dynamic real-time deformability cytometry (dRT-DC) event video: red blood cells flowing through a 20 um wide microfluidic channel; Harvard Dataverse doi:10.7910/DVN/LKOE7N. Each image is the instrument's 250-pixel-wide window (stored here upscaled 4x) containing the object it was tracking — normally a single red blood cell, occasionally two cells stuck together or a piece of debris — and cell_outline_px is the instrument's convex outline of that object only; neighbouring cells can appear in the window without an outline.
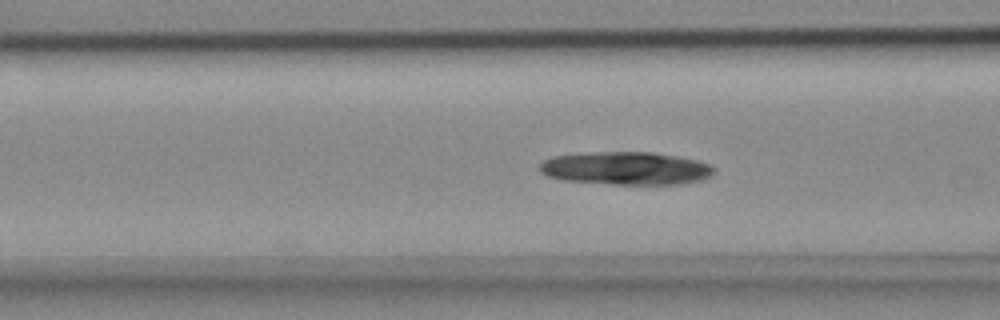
{"species": "common noctule bat (a hibernating species)", "species_latin": "Nyctalus noctula", "temperature_condition": "cold", "stored_images_in_passage": 46, "camera_frame_rate_fps": 3000, "um_per_image_px": 0.085, "animal": {"sex": "female", "body_mass_g": 18.4}, "frame": {"image": 1, "passage_image": 12, "time_ms": 3.667, "image_size_px": [1000, 320], "cell_outline_px": [[716, 172], [712, 176], [700, 180], [680, 184], [612, 184], [564, 180], [548, 176], [540, 172], [540, 164], [544, 160], [552, 156], [592, 152], [652, 152], [696, 160], [712, 164], [716, 168]], "centroid_in_image_um": [53.24, 14.3], "position_along_channel_um": 113.4, "area_um2": 33.58}}
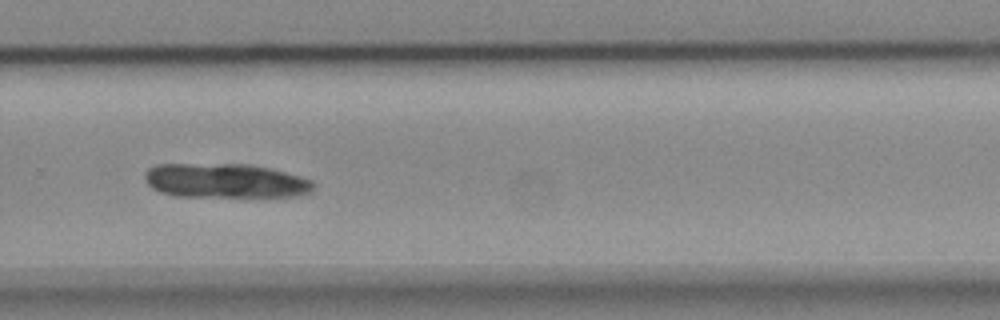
{"frame": {"image": 2, "passage_image": 28, "time_ms": 9.0, "image_size_px": [1000, 320], "cell_outline_px": [[316, 188], [312, 192], [296, 196], [176, 196], [160, 192], [152, 188], [144, 180], [144, 172], [148, 168], [156, 164], [248, 164], [268, 168], [300, 176], [312, 180], [316, 184]], "centroid_in_image_um": [19.15, 15.36], "position_along_channel_um": 310.7, "area_um2": 33.93}}
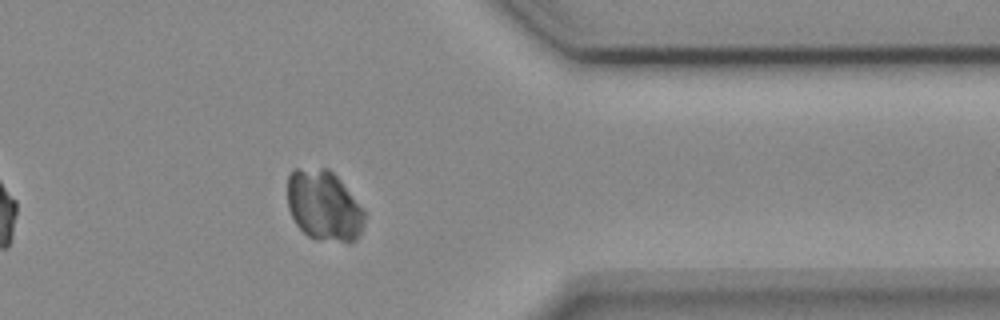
{"frame": {"image": 3, "passage_image": 35, "time_ms": 11.333, "image_size_px": [1000, 320], "cell_outline_px": [[364, 224], [360, 236], [352, 244], [348, 244], [316, 240], [308, 236], [296, 224], [288, 208], [288, 172], [292, 168], [328, 168], [340, 180], [364, 208]], "centroid_in_image_um": [27.55, 17.52], "position_along_channel_um": 383.9, "area_um2": 32.37}}